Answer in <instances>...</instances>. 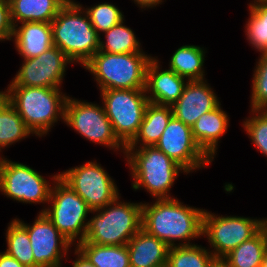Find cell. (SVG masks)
Instances as JSON below:
<instances>
[{"instance_id":"1","label":"cell","mask_w":267,"mask_h":267,"mask_svg":"<svg viewBox=\"0 0 267 267\" xmlns=\"http://www.w3.org/2000/svg\"><path fill=\"white\" fill-rule=\"evenodd\" d=\"M204 210L174 197L155 199L142 203V229L169 247L193 245L191 240L202 236Z\"/></svg>"},{"instance_id":"2","label":"cell","mask_w":267,"mask_h":267,"mask_svg":"<svg viewBox=\"0 0 267 267\" xmlns=\"http://www.w3.org/2000/svg\"><path fill=\"white\" fill-rule=\"evenodd\" d=\"M50 24L53 44L72 62L84 66L99 51V35L79 2L69 0Z\"/></svg>"},{"instance_id":"3","label":"cell","mask_w":267,"mask_h":267,"mask_svg":"<svg viewBox=\"0 0 267 267\" xmlns=\"http://www.w3.org/2000/svg\"><path fill=\"white\" fill-rule=\"evenodd\" d=\"M60 89L8 86L6 98L15 107L26 127L40 138L46 136L58 120H64L68 96Z\"/></svg>"},{"instance_id":"4","label":"cell","mask_w":267,"mask_h":267,"mask_svg":"<svg viewBox=\"0 0 267 267\" xmlns=\"http://www.w3.org/2000/svg\"><path fill=\"white\" fill-rule=\"evenodd\" d=\"M124 155L133 178L132 188H144L152 198H173L169 192L179 173L187 174L155 146L126 147Z\"/></svg>"},{"instance_id":"5","label":"cell","mask_w":267,"mask_h":267,"mask_svg":"<svg viewBox=\"0 0 267 267\" xmlns=\"http://www.w3.org/2000/svg\"><path fill=\"white\" fill-rule=\"evenodd\" d=\"M118 196L105 207L95 209L82 242L99 245H126L142 228V202L120 201Z\"/></svg>"},{"instance_id":"6","label":"cell","mask_w":267,"mask_h":267,"mask_svg":"<svg viewBox=\"0 0 267 267\" xmlns=\"http://www.w3.org/2000/svg\"><path fill=\"white\" fill-rule=\"evenodd\" d=\"M153 57L145 52L111 54L98 51L83 66L100 89H145L146 69Z\"/></svg>"},{"instance_id":"7","label":"cell","mask_w":267,"mask_h":267,"mask_svg":"<svg viewBox=\"0 0 267 267\" xmlns=\"http://www.w3.org/2000/svg\"><path fill=\"white\" fill-rule=\"evenodd\" d=\"M51 180L54 186L51 187L48 204L52 205L40 212H44L59 232L76 245L75 242L80 243L85 238L89 222L88 213H92L93 210L59 178V173L53 175Z\"/></svg>"},{"instance_id":"8","label":"cell","mask_w":267,"mask_h":267,"mask_svg":"<svg viewBox=\"0 0 267 267\" xmlns=\"http://www.w3.org/2000/svg\"><path fill=\"white\" fill-rule=\"evenodd\" d=\"M105 114L115 136L126 147L138 133L149 99L145 89L100 91Z\"/></svg>"},{"instance_id":"9","label":"cell","mask_w":267,"mask_h":267,"mask_svg":"<svg viewBox=\"0 0 267 267\" xmlns=\"http://www.w3.org/2000/svg\"><path fill=\"white\" fill-rule=\"evenodd\" d=\"M63 122L86 140L104 145L117 152L121 150L125 154L126 147L115 136L103 105L99 106L68 96L64 107Z\"/></svg>"},{"instance_id":"10","label":"cell","mask_w":267,"mask_h":267,"mask_svg":"<svg viewBox=\"0 0 267 267\" xmlns=\"http://www.w3.org/2000/svg\"><path fill=\"white\" fill-rule=\"evenodd\" d=\"M214 214L204 210L202 236H206L212 247L210 251L218 261L262 229L260 218Z\"/></svg>"},{"instance_id":"11","label":"cell","mask_w":267,"mask_h":267,"mask_svg":"<svg viewBox=\"0 0 267 267\" xmlns=\"http://www.w3.org/2000/svg\"><path fill=\"white\" fill-rule=\"evenodd\" d=\"M59 178L74 190L92 210L107 206L120 194L115 181L96 161H88L61 172Z\"/></svg>"},{"instance_id":"12","label":"cell","mask_w":267,"mask_h":267,"mask_svg":"<svg viewBox=\"0 0 267 267\" xmlns=\"http://www.w3.org/2000/svg\"><path fill=\"white\" fill-rule=\"evenodd\" d=\"M51 185L35 169L4 157L0 166V192L23 203L48 204Z\"/></svg>"},{"instance_id":"13","label":"cell","mask_w":267,"mask_h":267,"mask_svg":"<svg viewBox=\"0 0 267 267\" xmlns=\"http://www.w3.org/2000/svg\"><path fill=\"white\" fill-rule=\"evenodd\" d=\"M155 147L181 166L186 173L205 168L212 160L193 138L192 129L172 116Z\"/></svg>"},{"instance_id":"14","label":"cell","mask_w":267,"mask_h":267,"mask_svg":"<svg viewBox=\"0 0 267 267\" xmlns=\"http://www.w3.org/2000/svg\"><path fill=\"white\" fill-rule=\"evenodd\" d=\"M15 219L27 230L34 267H62V258L68 254L73 244L59 232L46 214L39 212L32 225Z\"/></svg>"},{"instance_id":"15","label":"cell","mask_w":267,"mask_h":267,"mask_svg":"<svg viewBox=\"0 0 267 267\" xmlns=\"http://www.w3.org/2000/svg\"><path fill=\"white\" fill-rule=\"evenodd\" d=\"M71 63L73 62L53 45L37 57L24 59L8 86L60 88L66 67Z\"/></svg>"},{"instance_id":"16","label":"cell","mask_w":267,"mask_h":267,"mask_svg":"<svg viewBox=\"0 0 267 267\" xmlns=\"http://www.w3.org/2000/svg\"><path fill=\"white\" fill-rule=\"evenodd\" d=\"M207 80L186 82L182 95L171 106L173 116L192 127L203 114L215 109L221 102Z\"/></svg>"},{"instance_id":"17","label":"cell","mask_w":267,"mask_h":267,"mask_svg":"<svg viewBox=\"0 0 267 267\" xmlns=\"http://www.w3.org/2000/svg\"><path fill=\"white\" fill-rule=\"evenodd\" d=\"M157 57H153L146 69L145 91L150 103L172 106L182 95L188 80L171 69H163ZM150 94V95H149Z\"/></svg>"},{"instance_id":"18","label":"cell","mask_w":267,"mask_h":267,"mask_svg":"<svg viewBox=\"0 0 267 267\" xmlns=\"http://www.w3.org/2000/svg\"><path fill=\"white\" fill-rule=\"evenodd\" d=\"M229 117L219 104L215 109L199 117L191 127L192 135L202 151L214 161L220 138L228 130Z\"/></svg>"},{"instance_id":"19","label":"cell","mask_w":267,"mask_h":267,"mask_svg":"<svg viewBox=\"0 0 267 267\" xmlns=\"http://www.w3.org/2000/svg\"><path fill=\"white\" fill-rule=\"evenodd\" d=\"M18 26H14L13 41L23 59L37 57L54 45L50 23L23 22Z\"/></svg>"},{"instance_id":"20","label":"cell","mask_w":267,"mask_h":267,"mask_svg":"<svg viewBox=\"0 0 267 267\" xmlns=\"http://www.w3.org/2000/svg\"><path fill=\"white\" fill-rule=\"evenodd\" d=\"M126 245L130 267H159L167 264L169 246L142 228Z\"/></svg>"},{"instance_id":"21","label":"cell","mask_w":267,"mask_h":267,"mask_svg":"<svg viewBox=\"0 0 267 267\" xmlns=\"http://www.w3.org/2000/svg\"><path fill=\"white\" fill-rule=\"evenodd\" d=\"M69 0H9L14 26L23 22L51 23Z\"/></svg>"},{"instance_id":"22","label":"cell","mask_w":267,"mask_h":267,"mask_svg":"<svg viewBox=\"0 0 267 267\" xmlns=\"http://www.w3.org/2000/svg\"><path fill=\"white\" fill-rule=\"evenodd\" d=\"M172 116L171 106L157 105L149 102L138 133L126 147L155 146Z\"/></svg>"},{"instance_id":"23","label":"cell","mask_w":267,"mask_h":267,"mask_svg":"<svg viewBox=\"0 0 267 267\" xmlns=\"http://www.w3.org/2000/svg\"><path fill=\"white\" fill-rule=\"evenodd\" d=\"M266 251L267 237L261 229L224 256L219 263L223 267H260Z\"/></svg>"},{"instance_id":"24","label":"cell","mask_w":267,"mask_h":267,"mask_svg":"<svg viewBox=\"0 0 267 267\" xmlns=\"http://www.w3.org/2000/svg\"><path fill=\"white\" fill-rule=\"evenodd\" d=\"M205 53L204 48L200 46H181L172 54L169 69L188 81L205 80Z\"/></svg>"},{"instance_id":"25","label":"cell","mask_w":267,"mask_h":267,"mask_svg":"<svg viewBox=\"0 0 267 267\" xmlns=\"http://www.w3.org/2000/svg\"><path fill=\"white\" fill-rule=\"evenodd\" d=\"M77 248L95 267H130L127 245L76 243Z\"/></svg>"},{"instance_id":"26","label":"cell","mask_w":267,"mask_h":267,"mask_svg":"<svg viewBox=\"0 0 267 267\" xmlns=\"http://www.w3.org/2000/svg\"><path fill=\"white\" fill-rule=\"evenodd\" d=\"M124 22L123 19L110 30L104 32L105 40H101L102 38L99 36V51L111 54L144 52L134 31L124 25Z\"/></svg>"},{"instance_id":"27","label":"cell","mask_w":267,"mask_h":267,"mask_svg":"<svg viewBox=\"0 0 267 267\" xmlns=\"http://www.w3.org/2000/svg\"><path fill=\"white\" fill-rule=\"evenodd\" d=\"M218 263L210 249L198 244L174 246L168 250V267H215Z\"/></svg>"},{"instance_id":"28","label":"cell","mask_w":267,"mask_h":267,"mask_svg":"<svg viewBox=\"0 0 267 267\" xmlns=\"http://www.w3.org/2000/svg\"><path fill=\"white\" fill-rule=\"evenodd\" d=\"M33 134L7 100L0 105V151Z\"/></svg>"},{"instance_id":"29","label":"cell","mask_w":267,"mask_h":267,"mask_svg":"<svg viewBox=\"0 0 267 267\" xmlns=\"http://www.w3.org/2000/svg\"><path fill=\"white\" fill-rule=\"evenodd\" d=\"M245 35L256 51L267 53V1L251 2Z\"/></svg>"},{"instance_id":"30","label":"cell","mask_w":267,"mask_h":267,"mask_svg":"<svg viewBox=\"0 0 267 267\" xmlns=\"http://www.w3.org/2000/svg\"><path fill=\"white\" fill-rule=\"evenodd\" d=\"M6 253L25 267H34V256L27 230L13 219L6 230Z\"/></svg>"},{"instance_id":"31","label":"cell","mask_w":267,"mask_h":267,"mask_svg":"<svg viewBox=\"0 0 267 267\" xmlns=\"http://www.w3.org/2000/svg\"><path fill=\"white\" fill-rule=\"evenodd\" d=\"M83 9L88 14L90 22L99 36L124 19L122 11L109 2H102L90 8L83 7Z\"/></svg>"},{"instance_id":"32","label":"cell","mask_w":267,"mask_h":267,"mask_svg":"<svg viewBox=\"0 0 267 267\" xmlns=\"http://www.w3.org/2000/svg\"><path fill=\"white\" fill-rule=\"evenodd\" d=\"M252 117L243 121V127L251 142L267 157V109H251Z\"/></svg>"},{"instance_id":"33","label":"cell","mask_w":267,"mask_h":267,"mask_svg":"<svg viewBox=\"0 0 267 267\" xmlns=\"http://www.w3.org/2000/svg\"><path fill=\"white\" fill-rule=\"evenodd\" d=\"M253 73L251 109H267V53L260 54Z\"/></svg>"},{"instance_id":"34","label":"cell","mask_w":267,"mask_h":267,"mask_svg":"<svg viewBox=\"0 0 267 267\" xmlns=\"http://www.w3.org/2000/svg\"><path fill=\"white\" fill-rule=\"evenodd\" d=\"M13 32L9 0H0V41L13 40Z\"/></svg>"},{"instance_id":"35","label":"cell","mask_w":267,"mask_h":267,"mask_svg":"<svg viewBox=\"0 0 267 267\" xmlns=\"http://www.w3.org/2000/svg\"><path fill=\"white\" fill-rule=\"evenodd\" d=\"M0 267H25L5 251L0 252Z\"/></svg>"},{"instance_id":"36","label":"cell","mask_w":267,"mask_h":267,"mask_svg":"<svg viewBox=\"0 0 267 267\" xmlns=\"http://www.w3.org/2000/svg\"><path fill=\"white\" fill-rule=\"evenodd\" d=\"M74 250L76 260L73 261L72 267H95L77 248Z\"/></svg>"},{"instance_id":"37","label":"cell","mask_w":267,"mask_h":267,"mask_svg":"<svg viewBox=\"0 0 267 267\" xmlns=\"http://www.w3.org/2000/svg\"><path fill=\"white\" fill-rule=\"evenodd\" d=\"M135 4H137L141 9L153 8L162 4L164 0H132Z\"/></svg>"},{"instance_id":"38","label":"cell","mask_w":267,"mask_h":267,"mask_svg":"<svg viewBox=\"0 0 267 267\" xmlns=\"http://www.w3.org/2000/svg\"><path fill=\"white\" fill-rule=\"evenodd\" d=\"M262 229L265 231L267 237V218L262 219Z\"/></svg>"},{"instance_id":"39","label":"cell","mask_w":267,"mask_h":267,"mask_svg":"<svg viewBox=\"0 0 267 267\" xmlns=\"http://www.w3.org/2000/svg\"><path fill=\"white\" fill-rule=\"evenodd\" d=\"M5 99H6V90L0 91V105L3 103Z\"/></svg>"},{"instance_id":"40","label":"cell","mask_w":267,"mask_h":267,"mask_svg":"<svg viewBox=\"0 0 267 267\" xmlns=\"http://www.w3.org/2000/svg\"><path fill=\"white\" fill-rule=\"evenodd\" d=\"M260 267H267V251L264 254V257H263V260H262Z\"/></svg>"},{"instance_id":"41","label":"cell","mask_w":267,"mask_h":267,"mask_svg":"<svg viewBox=\"0 0 267 267\" xmlns=\"http://www.w3.org/2000/svg\"><path fill=\"white\" fill-rule=\"evenodd\" d=\"M0 152H1V151H0ZM0 156H1V155H0ZM3 159H4V157L1 156V157H0V166H1V164H2Z\"/></svg>"},{"instance_id":"42","label":"cell","mask_w":267,"mask_h":267,"mask_svg":"<svg viewBox=\"0 0 267 267\" xmlns=\"http://www.w3.org/2000/svg\"><path fill=\"white\" fill-rule=\"evenodd\" d=\"M215 267H223L220 263H218Z\"/></svg>"},{"instance_id":"43","label":"cell","mask_w":267,"mask_h":267,"mask_svg":"<svg viewBox=\"0 0 267 267\" xmlns=\"http://www.w3.org/2000/svg\"><path fill=\"white\" fill-rule=\"evenodd\" d=\"M267 1V0H254L253 2Z\"/></svg>"},{"instance_id":"44","label":"cell","mask_w":267,"mask_h":267,"mask_svg":"<svg viewBox=\"0 0 267 267\" xmlns=\"http://www.w3.org/2000/svg\"><path fill=\"white\" fill-rule=\"evenodd\" d=\"M159 267H168V266H167V264H164V265H162V266H159Z\"/></svg>"}]
</instances>
